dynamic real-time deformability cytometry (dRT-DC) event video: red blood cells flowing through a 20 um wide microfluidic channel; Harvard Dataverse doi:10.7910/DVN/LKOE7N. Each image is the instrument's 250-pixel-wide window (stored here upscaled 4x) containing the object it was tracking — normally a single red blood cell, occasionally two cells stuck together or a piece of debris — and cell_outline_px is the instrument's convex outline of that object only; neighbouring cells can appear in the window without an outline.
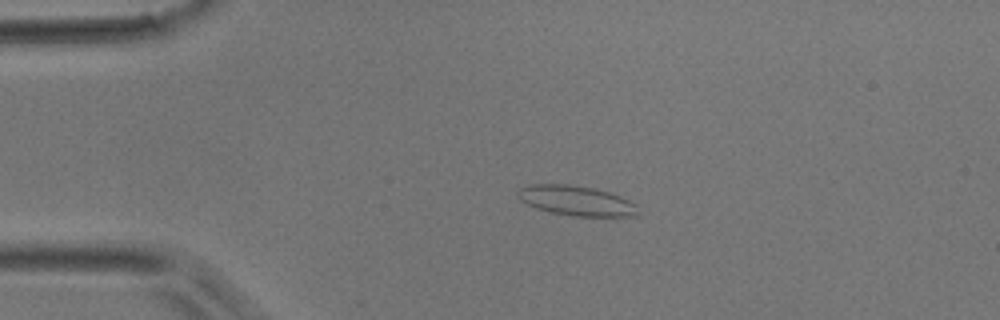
{"species": "common noctule bat (a hibernating species)", "species_latin": "Nyctalus noctula", "temperature_condition": "room temperature", "stored_images_in_passage": 39, "camera_frame_rate_fps": 3000, "um_per_image_px": 0.085, "animal": {"sex": "male", "body_mass_g": 17.9}, "frame": {"image": 1, "passage_image": 2, "time_ms": 0.333, "image_size_px": [1000, 320], "cell_outline_px": [[636, 216], [576, 216], [552, 212], [536, 208], [520, 200], [516, 192], [520, 188], [528, 184], [568, 184], [592, 188], [608, 192], [620, 196], [636, 204]], "centroid_in_image_um": [48.94, 17.04], "position_along_channel_um": 36.1, "area_um2": 20.69}}
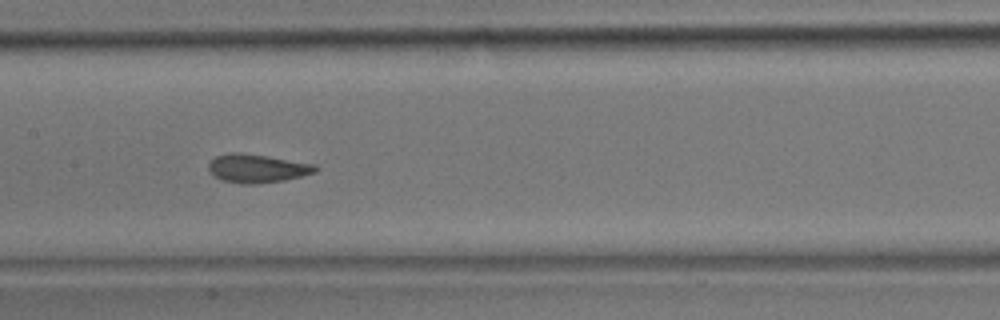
{"frame": {"image": 2, "passage_image": 15, "time_ms": 4.667, "image_size_px": [1000, 320], "cell_outline_px": [[320, 168], [316, 172], [284, 180], [256, 184], [244, 184], [220, 180], [208, 168], [208, 164], [216, 156], [232, 152], [240, 152], [268, 156], [316, 164]], "centroid_in_image_um": [21.89, 14.31], "position_along_channel_um": 185.5, "area_um2": 17.74}}
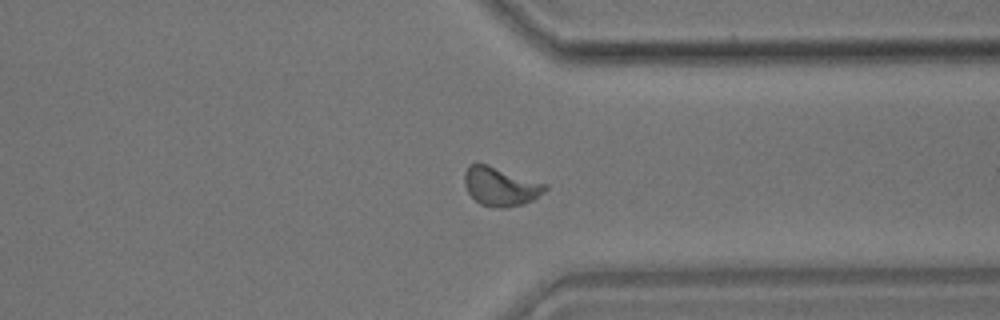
{"frame": {"image": 3, "passage_image": 28, "time_ms": 9.0, "image_size_px": [1000, 320], "cell_outline_px": [[548, 188], [544, 192], [532, 200], [524, 204], [504, 208], [492, 208], [480, 204], [468, 192], [464, 184], [464, 172], [468, 164], [484, 164], [548, 184]], "centroid_in_image_um": [42.54, 15.87], "position_along_channel_um": 368.9, "area_um2": 18.15}}